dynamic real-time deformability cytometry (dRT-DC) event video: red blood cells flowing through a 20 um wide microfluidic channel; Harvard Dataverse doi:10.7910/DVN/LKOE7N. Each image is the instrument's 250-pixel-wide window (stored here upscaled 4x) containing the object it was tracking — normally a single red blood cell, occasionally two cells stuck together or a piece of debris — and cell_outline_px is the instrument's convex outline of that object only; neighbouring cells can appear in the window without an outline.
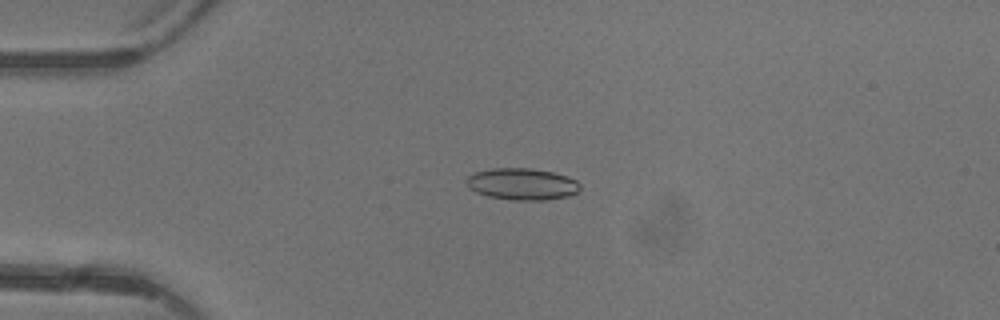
{"species": "common noctule bat (a hibernating species)", "species_latin": "Nyctalus noctula", "temperature_condition": "warm", "stored_images_in_passage": 5, "camera_frame_rate_fps": 3000, "um_per_image_px": 0.085, "animal": {"sex": "female"}, "frame": {"image": 1, "passage_image": 3, "time_ms": 3.0, "image_size_px": [1000, 320], "cell_outline_px": [[580, 188], [576, 192], [568, 196], [544, 200], [512, 200], [488, 196], [476, 192], [468, 188], [464, 180], [472, 172], [492, 168], [528, 168], [552, 172], [568, 176], [576, 180], [580, 184]], "centroid_in_image_um": [44.33, 15.64], "position_along_channel_um": 40.7, "area_um2": 21.15}}
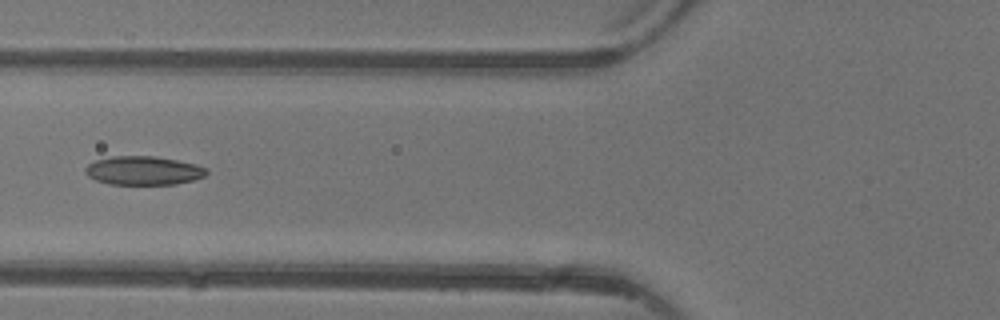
{"frame": {"image": 2, "passage_image": 5, "time_ms": 5.333, "image_size_px": [1000, 320], "cell_outline_px": [[208, 172], [204, 176], [192, 180], [176, 184], [108, 184], [96, 180], [88, 176], [84, 172], [84, 168], [88, 164], [96, 160], [112, 156], [156, 156], [196, 164], [208, 168]], "centroid_in_image_um": [12.18, 14.49], "position_along_channel_um": 113.6, "area_um2": 20.35}}